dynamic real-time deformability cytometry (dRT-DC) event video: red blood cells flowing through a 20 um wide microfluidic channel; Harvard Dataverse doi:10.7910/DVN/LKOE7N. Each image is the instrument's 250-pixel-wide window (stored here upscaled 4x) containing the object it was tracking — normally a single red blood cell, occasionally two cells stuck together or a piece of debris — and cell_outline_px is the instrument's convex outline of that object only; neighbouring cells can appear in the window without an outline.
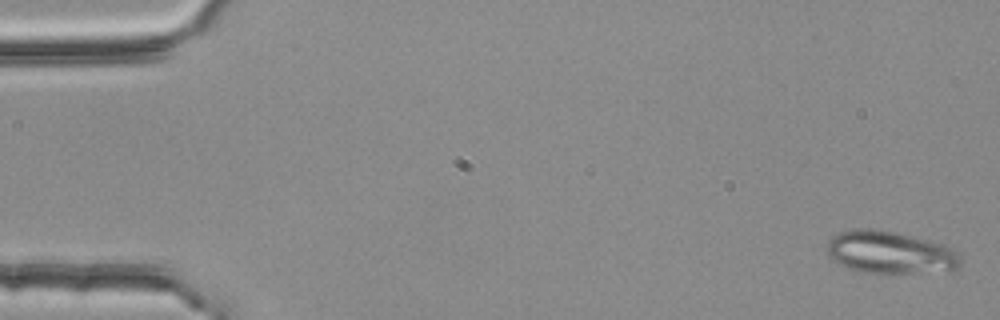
{"species": "common noctule bat (a hibernating species)", "species_latin": "Nyctalus noctula", "temperature_condition": "room temperature", "stored_images_in_passage": 54, "camera_frame_rate_fps": 3000, "um_per_image_px": 0.085, "animal": {"sex": "female", "body_mass_g": 25.1}, "frame": {"image": 1, "passage_image": 2, "time_ms": 0.333, "image_size_px": [1000, 320], "cell_outline_px": [[964, 260], [956, 268], [912, 272], [856, 272], [836, 264], [828, 256], [828, 240], [832, 236], [840, 232], [856, 228], [872, 228], [892, 232], [928, 240], [944, 244], [956, 252]], "centroid_in_image_um": [75.57, 21.44], "position_along_channel_um": 9.4, "area_um2": 32.66}}
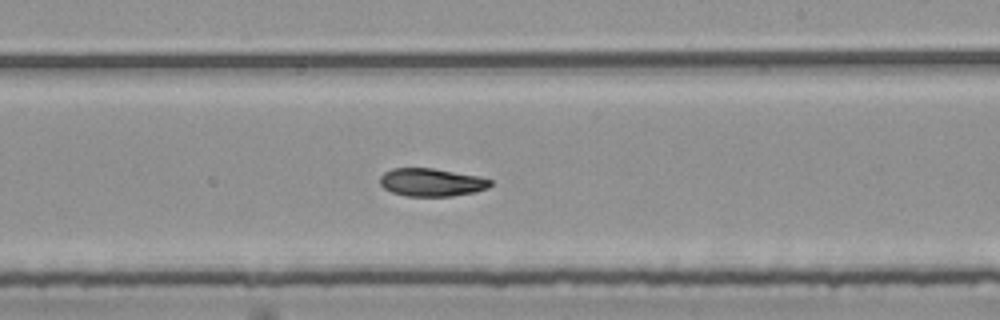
{"frame": {"image": 2, "passage_image": 33, "time_ms": 10.667, "image_size_px": [1000, 320], "cell_outline_px": [[492, 184], [488, 188], [476, 192], [452, 196], [404, 196], [392, 192], [384, 188], [380, 184], [380, 176], [384, 172], [392, 168], [432, 168], [476, 176], [492, 180]], "centroid_in_image_um": [36.66, 15.5], "position_along_channel_um": 252.3, "area_um2": 17.98}}
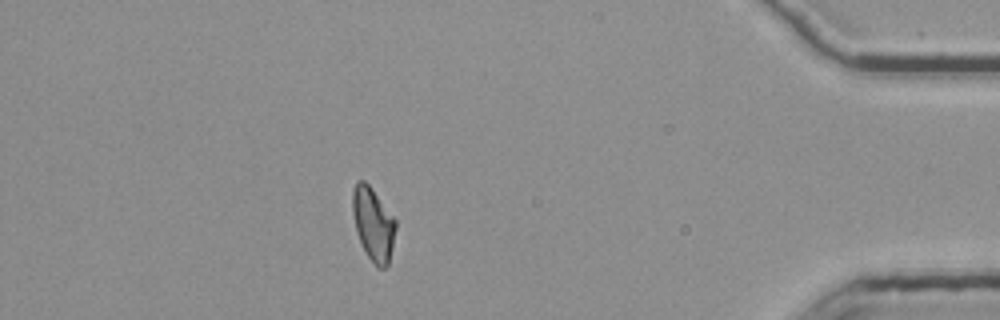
{"frame": {"image": 3, "passage_image": 49, "time_ms": 16.0, "image_size_px": [1000, 320], "cell_outline_px": [[396, 228], [392, 248], [388, 264], [384, 268], [376, 268], [368, 256], [356, 232], [352, 212], [352, 192], [356, 180], [364, 180], [368, 184], [396, 220]], "centroid_in_image_um": [31.71, 19.04], "position_along_channel_um": 403.5, "area_um2": 18.26}, "authors_computed_cell_mechanics": {"area_um2": 18.8428, "velocity_mm_per_s": 3.7505, "shape_relaxation_time_tau1_ms": 5.7121, "shape_relaxation_time_tau2_ms": null, "deformation_change_tau1": 0.1901, "deformation_change_tau2": null}}